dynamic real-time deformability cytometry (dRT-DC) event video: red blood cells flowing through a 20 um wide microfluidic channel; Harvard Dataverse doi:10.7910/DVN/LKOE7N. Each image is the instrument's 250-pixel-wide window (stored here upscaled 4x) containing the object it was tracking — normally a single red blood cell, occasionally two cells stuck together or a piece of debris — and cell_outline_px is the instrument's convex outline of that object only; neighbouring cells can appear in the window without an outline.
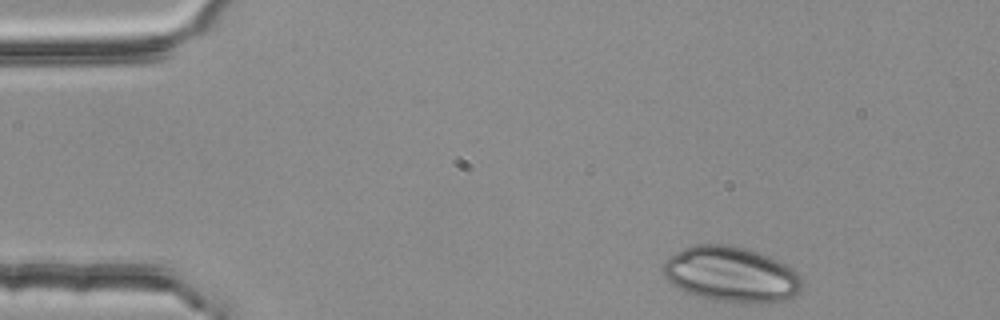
{"species": "common noctule bat (a hibernating species)", "species_latin": "Nyctalus noctula", "temperature_condition": "room temperature", "stored_images_in_passage": 3, "camera_frame_rate_fps": 3000, "um_per_image_px": 0.085, "animal": {"sex": "female", "body_mass_g": 25.1}, "frame": {"image": 1, "passage_image": 1, "time_ms": 0.0, "image_size_px": [1000, 320], "cell_outline_px": [[804, 284], [800, 292], [784, 300], [768, 304], [760, 304], [716, 300], [696, 296], [672, 284], [664, 276], [664, 260], [668, 256], [684, 248], [696, 244], [728, 244], [748, 248], [760, 252], [792, 268], [800, 276]], "centroid_in_image_um": [62.18, 23.32], "position_along_channel_um": 22.8, "area_um2": 45.08}}